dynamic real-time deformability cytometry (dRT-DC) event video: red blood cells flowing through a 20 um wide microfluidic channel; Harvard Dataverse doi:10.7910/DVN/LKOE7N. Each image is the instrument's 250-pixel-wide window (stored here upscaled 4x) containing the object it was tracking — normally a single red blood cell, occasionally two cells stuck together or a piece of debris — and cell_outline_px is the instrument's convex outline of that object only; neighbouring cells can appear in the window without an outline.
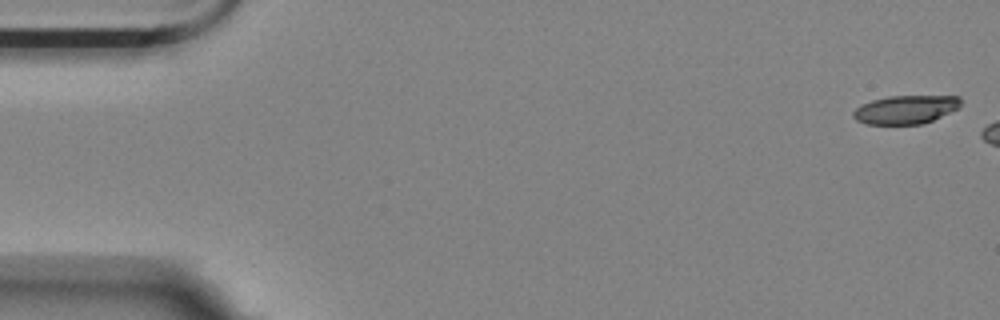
{"species": "Egyptian fruit bat (a non-hibernating species)", "species_latin": "Rousettus aegyptiacus", "temperature_condition": "room temperature", "stored_images_in_passage": 3, "camera_frame_rate_fps": 3000, "um_per_image_px": 0.085, "animal": {"sex": "female"}, "frame": {"image": 1, "passage_image": 1, "time_ms": 0.0, "image_size_px": [1000, 320], "cell_outline_px": [[960, 108], [924, 124], [864, 124], [856, 120], [852, 116], [852, 112], [860, 104], [872, 100], [888, 96], [960, 96]], "centroid_in_image_um": [76.96, 9.32], "position_along_channel_um": 8.0, "area_um2": 18.03}}